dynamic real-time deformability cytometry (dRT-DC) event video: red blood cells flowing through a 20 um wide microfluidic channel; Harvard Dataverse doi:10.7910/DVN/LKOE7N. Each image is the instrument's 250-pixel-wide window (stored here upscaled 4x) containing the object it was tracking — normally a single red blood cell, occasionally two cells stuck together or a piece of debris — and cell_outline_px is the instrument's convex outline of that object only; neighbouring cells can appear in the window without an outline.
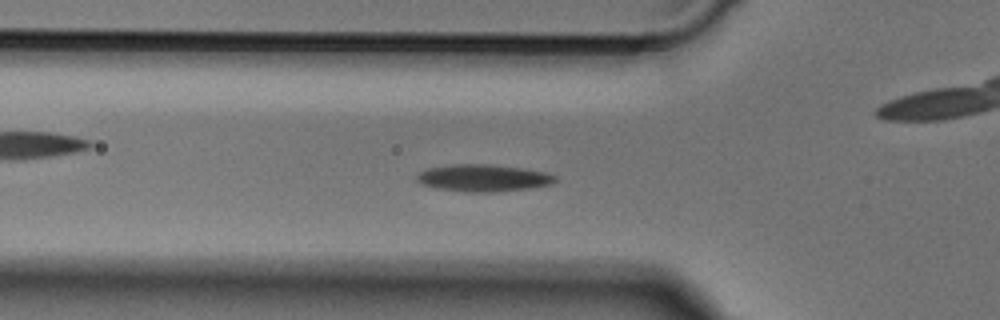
{"species": "Egyptian fruit bat (a non-hibernating species)", "species_latin": "Rousettus aegyptiacus", "temperature_condition": "cold", "stored_images_in_passage": 49, "camera_frame_rate_fps": 3000, "um_per_image_px": 0.085, "animal": {"sex": "male"}, "frame": {"image": 1, "passage_image": 15, "time_ms": 4.667, "image_size_px": [1000, 320], "cell_outline_px": [[560, 180], [552, 184], [532, 188], [496, 192], [464, 192], [436, 188], [420, 184], [416, 180], [416, 172], [428, 168], [452, 164], [488, 164], [520, 168], [548, 172], [556, 176]], "centroid_in_image_um": [41.08, 15.13], "position_along_channel_um": 84.7, "area_um2": 22.25}}
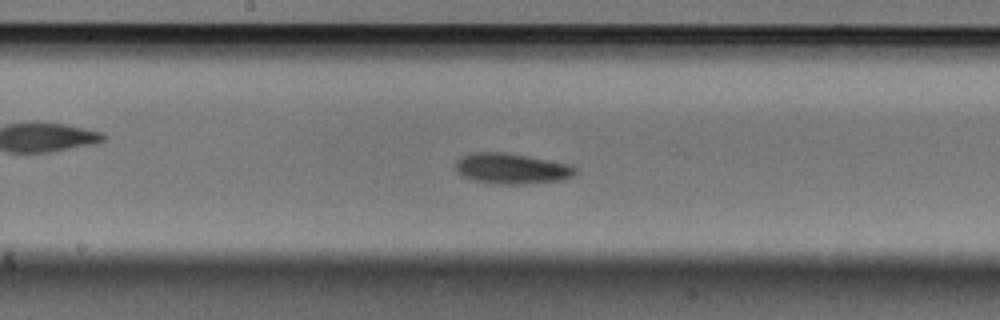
{"frame": {"image": 2, "passage_image": 24, "time_ms": 7.667, "image_size_px": [1000, 320], "cell_outline_px": [[576, 172], [572, 176], [560, 180], [524, 184], [500, 184], [472, 180], [460, 176], [456, 172], [456, 160], [460, 156], [472, 152], [504, 152], [528, 156], [568, 164], [576, 168]], "centroid_in_image_um": [43.41, 14.32], "position_along_channel_um": 204.8, "area_um2": 21.39}}
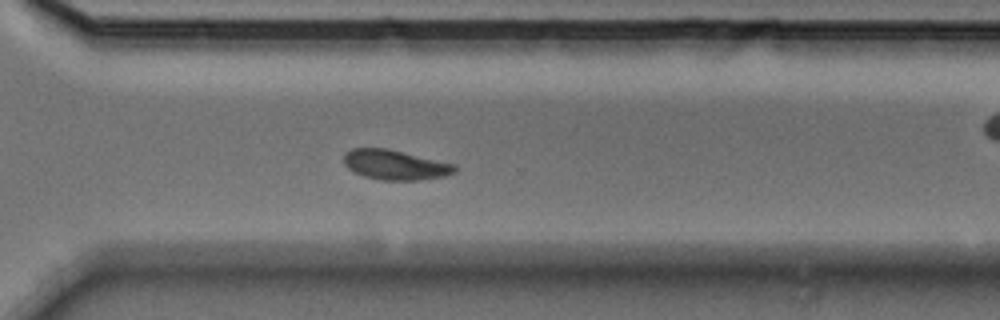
{"frame": {"image": 3, "passage_image": 34, "time_ms": 11.0, "image_size_px": [1000, 320], "cell_outline_px": [[456, 172], [444, 176], [420, 180], [380, 180], [364, 176], [352, 172], [344, 164], [344, 152], [352, 148], [388, 148], [456, 164]], "centroid_in_image_um": [33.57, 14.01], "position_along_channel_um": 337.0, "area_um2": 19.54}}